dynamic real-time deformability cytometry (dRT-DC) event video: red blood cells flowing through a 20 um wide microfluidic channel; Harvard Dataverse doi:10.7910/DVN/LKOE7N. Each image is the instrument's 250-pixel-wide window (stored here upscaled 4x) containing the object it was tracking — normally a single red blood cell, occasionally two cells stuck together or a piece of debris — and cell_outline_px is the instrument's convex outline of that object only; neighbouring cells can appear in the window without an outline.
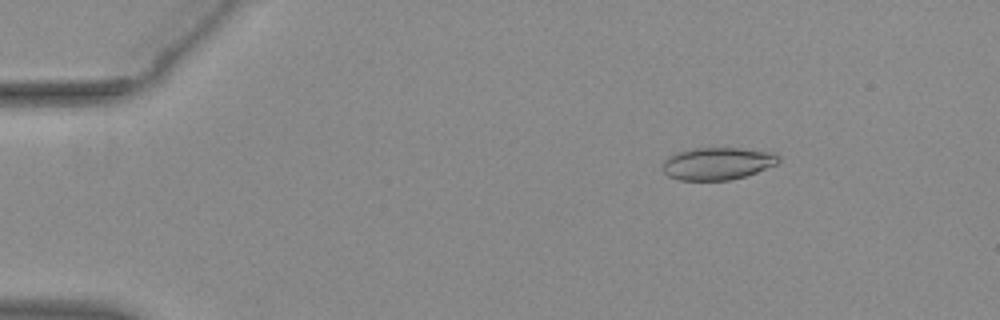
{"species": "common noctule bat (a hibernating species)", "species_latin": "Nyctalus noctula", "temperature_condition": "warm", "stored_images_in_passage": 54, "camera_frame_rate_fps": 3000, "um_per_image_px": 0.085, "animal": {"sex": "female", "body_mass_g": 29.2, "forearm_length_mm": 56.3}, "frame": {"image": 1, "passage_image": 9, "time_ms": 2.667, "image_size_px": [1000, 320], "cell_outline_px": [[780, 160], [776, 164], [756, 172], [732, 180], [680, 180], [668, 176], [664, 172], [664, 160], [668, 156], [676, 152], [692, 148], [740, 148], [772, 152], [780, 156]], "centroid_in_image_um": [60.98, 13.89], "position_along_channel_um": 24.0, "area_um2": 21.85}}
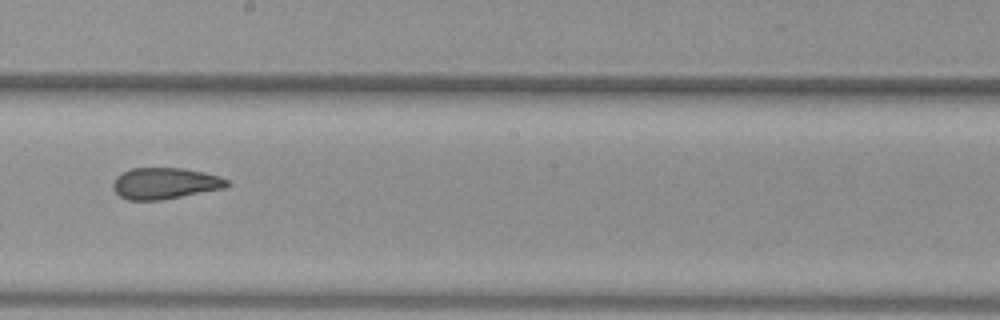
{"frame": {"image": 2, "passage_image": 32, "time_ms": 10.333, "image_size_px": [1000, 320], "cell_outline_px": [[232, 184], [224, 188], [160, 200], [128, 200], [120, 196], [112, 188], [112, 184], [116, 176], [132, 168], [184, 168], [204, 172], [220, 176], [228, 180]], "centroid_in_image_um": [14.03, 15.58], "position_along_channel_um": 234.2, "area_um2": 20.81}}
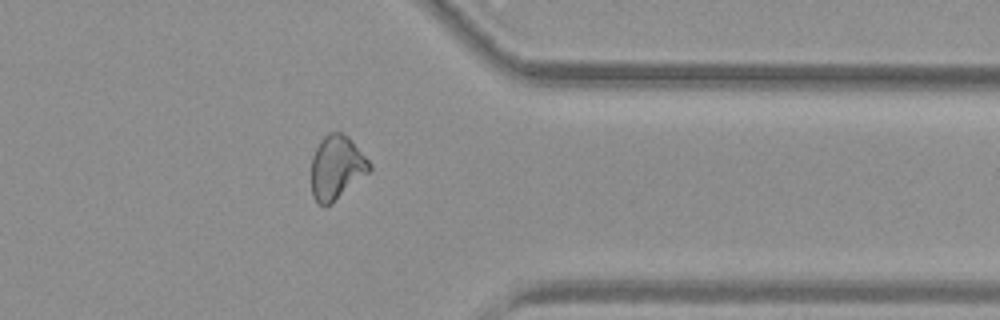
{"frame": {"image": 3, "passage_image": 44, "time_ms": 14.333, "image_size_px": [1000, 320], "cell_outline_px": [[372, 168], [368, 172], [332, 204], [324, 208], [316, 204], [312, 196], [312, 156], [320, 140], [328, 132], [340, 132], [348, 136], [372, 164]], "centroid_in_image_um": [28.59, 14.27], "position_along_channel_um": 382.8, "area_um2": 21.79}, "authors_computed_cell_mechanics": {"area_um2": 21.964, "velocity_mm_per_s": 3.9227, "shape_relaxation_time_tau1_ms": null, "shape_relaxation_time_tau2_ms": 1.8748, "deformation_change_tau1": null, "deformation_change_tau2": 0.0897}}